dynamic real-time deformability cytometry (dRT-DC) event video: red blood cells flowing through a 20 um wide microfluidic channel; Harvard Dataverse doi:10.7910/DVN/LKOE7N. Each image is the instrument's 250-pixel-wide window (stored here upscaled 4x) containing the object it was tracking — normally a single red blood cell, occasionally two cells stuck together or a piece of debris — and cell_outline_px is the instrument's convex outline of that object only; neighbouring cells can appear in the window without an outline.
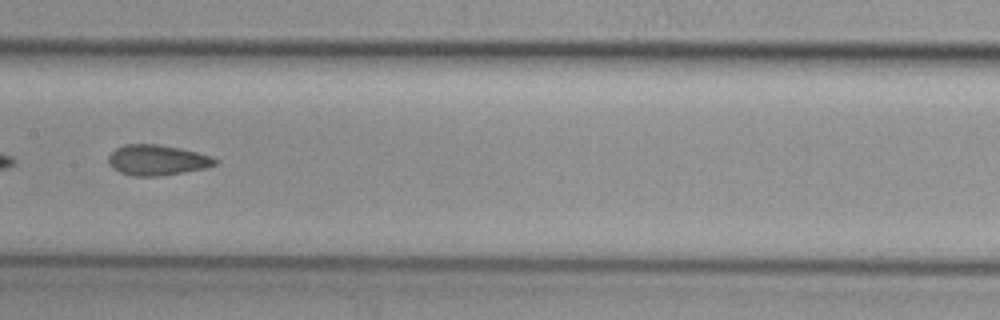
{"species": "common noctule bat (a hibernating species)", "species_latin": "Nyctalus noctula", "temperature_condition": "cold", "stored_images_in_passage": 39, "camera_frame_rate_fps": 3000, "um_per_image_px": 0.085, "animal": {"sex": "female", "body_mass_g": 29.2, "forearm_length_mm": 56.3}, "frame": {"image": 1, "passage_image": 12, "time_ms": 3.667, "image_size_px": [1000, 320], "cell_outline_px": [[220, 160], [216, 164], [204, 168], [164, 176], [132, 176], [120, 172], [112, 168], [108, 164], [108, 156], [116, 148], [124, 144], [156, 144], [180, 148], [196, 152]], "centroid_in_image_um": [13.32, 13.61], "position_along_channel_um": 194.1, "area_um2": 18.96}}